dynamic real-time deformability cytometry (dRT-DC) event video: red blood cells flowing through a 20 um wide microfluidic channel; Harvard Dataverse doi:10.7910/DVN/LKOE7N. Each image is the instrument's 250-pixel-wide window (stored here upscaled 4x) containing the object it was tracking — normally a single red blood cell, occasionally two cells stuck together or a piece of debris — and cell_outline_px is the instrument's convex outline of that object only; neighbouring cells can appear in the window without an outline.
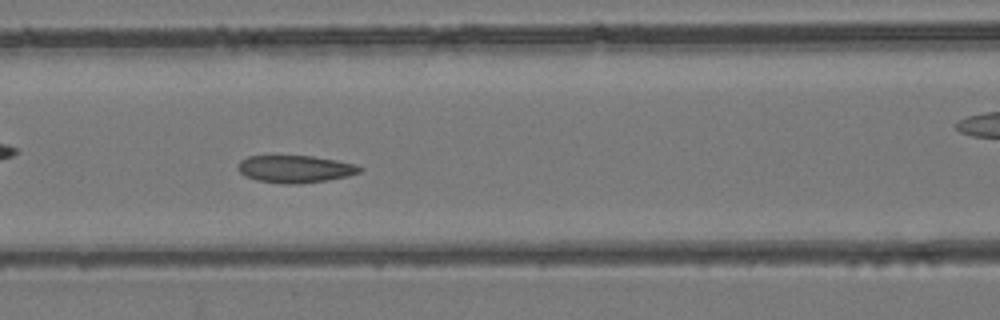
{"species": "common noctule bat (a hibernating species)", "species_latin": "Nyctalus noctula", "temperature_condition": "room temperature", "stored_images_in_passage": 37, "camera_frame_rate_fps": 3000, "um_per_image_px": 0.085, "animal": {"sex": "female", "body_mass_g": 24.6, "forearm_length_mm": 56.2}, "frame": {"image": 1, "passage_image": 11, "time_ms": 3.333, "image_size_px": [1000, 320], "cell_outline_px": [[364, 168], [360, 172], [348, 176], [328, 180], [296, 184], [288, 184], [256, 180], [244, 176], [236, 168], [240, 160], [248, 156], [312, 156], [336, 160], [352, 164]], "centroid_in_image_um": [25.06, 14.36], "position_along_channel_um": 141.5, "area_um2": 19.36}}
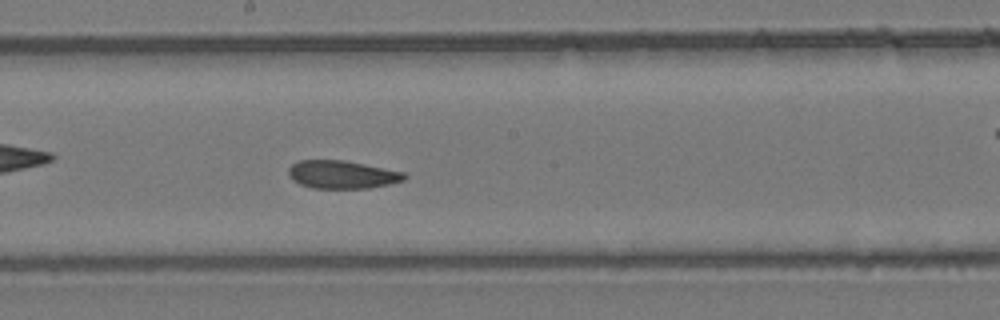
{"frame": {"image": 2, "passage_image": 16, "time_ms": 5.0, "image_size_px": [1000, 320], "cell_outline_px": [[408, 176], [404, 180], [388, 184], [368, 188], [312, 188], [300, 184], [292, 180], [288, 172], [288, 168], [292, 164], [300, 160], [344, 160], [404, 172]], "centroid_in_image_um": [29.06, 14.83], "position_along_channel_um": 219.1, "area_um2": 18.84}}
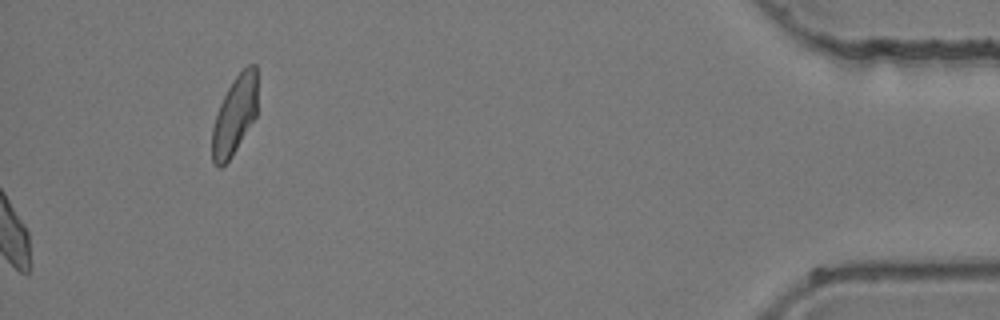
{"frame": {"image": 3, "passage_image": 37, "time_ms": 12.0, "image_size_px": [1000, 320], "cell_outline_px": [[256, 116], [232, 156], [220, 168], [216, 168], [212, 164], [212, 128], [220, 104], [232, 80], [248, 64], [256, 64]], "centroid_in_image_um": [19.92, 9.84], "position_along_channel_um": 415.3, "area_um2": 20.58}}